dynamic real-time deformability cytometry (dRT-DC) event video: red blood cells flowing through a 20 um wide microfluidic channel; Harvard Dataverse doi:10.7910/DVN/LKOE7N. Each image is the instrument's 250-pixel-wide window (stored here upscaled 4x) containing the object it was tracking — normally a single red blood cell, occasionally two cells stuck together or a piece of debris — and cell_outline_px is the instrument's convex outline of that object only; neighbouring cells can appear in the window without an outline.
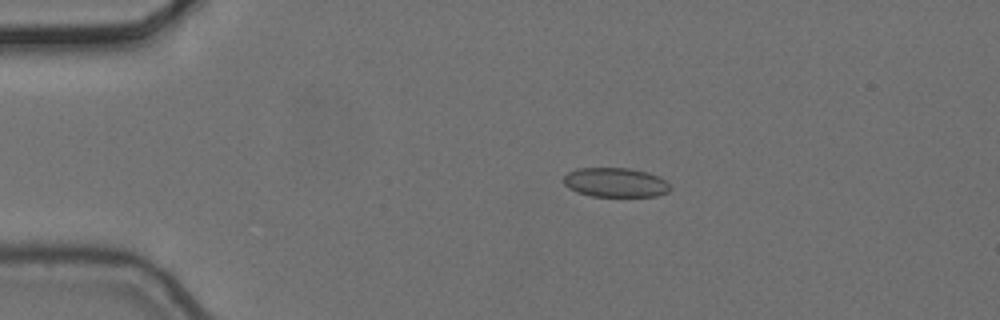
{"species": "common noctule bat (a hibernating species)", "species_latin": "Nyctalus noctula", "temperature_condition": "cold", "stored_images_in_passage": 2, "camera_frame_rate_fps": 3000, "um_per_image_px": 0.085, "animal": {"sex": "female", "body_mass_g": 24.6, "forearm_length_mm": 56.2}, "frame": {"image": 1, "passage_image": 1, "time_ms": 0.0, "image_size_px": [1000, 320], "cell_outline_px": [[672, 188], [668, 192], [656, 196], [592, 196], [576, 192], [568, 188], [564, 184], [564, 176], [568, 172], [576, 168], [628, 168], [648, 172], [660, 176]], "centroid_in_image_um": [52.31, 15.5], "position_along_channel_um": 32.7, "area_um2": 18.32}}